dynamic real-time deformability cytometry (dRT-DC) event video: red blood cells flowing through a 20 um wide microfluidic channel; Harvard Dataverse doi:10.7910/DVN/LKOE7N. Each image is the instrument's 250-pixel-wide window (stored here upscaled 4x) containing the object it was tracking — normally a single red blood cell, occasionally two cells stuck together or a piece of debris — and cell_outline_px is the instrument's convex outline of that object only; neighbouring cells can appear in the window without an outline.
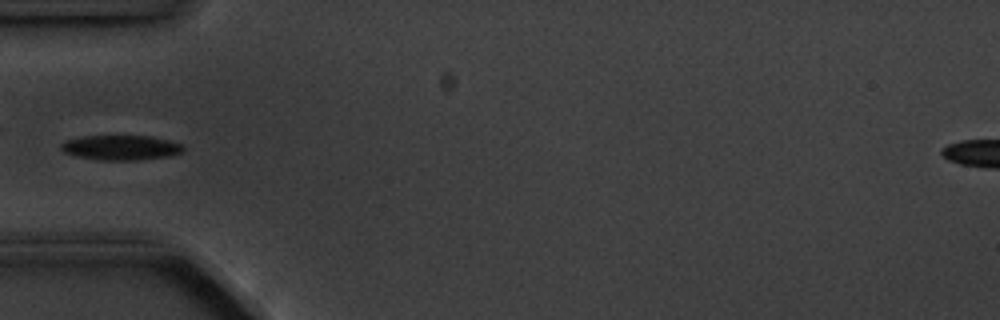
{"species": "common noctule bat (a hibernating species)", "species_latin": "Nyctalus noctula", "temperature_condition": "cold", "stored_images_in_passage": 6, "camera_frame_rate_fps": 3000, "um_per_image_px": 0.085, "animal": {"sex": "male", "body_mass_g": 20.1, "forearm_length_mm": 53.5}, "frame": {"image": 1, "passage_image": 6, "time_ms": 5.667, "image_size_px": [1000, 320], "cell_outline_px": [[184, 152], [168, 156], [136, 160], [100, 160], [76, 156], [64, 152], [60, 148], [60, 144], [64, 140], [84, 136], [152, 136], [168, 140], [180, 144], [184, 148]], "centroid_in_image_um": [10.25, 12.54], "position_along_channel_um": 74.8, "area_um2": 17.69}}